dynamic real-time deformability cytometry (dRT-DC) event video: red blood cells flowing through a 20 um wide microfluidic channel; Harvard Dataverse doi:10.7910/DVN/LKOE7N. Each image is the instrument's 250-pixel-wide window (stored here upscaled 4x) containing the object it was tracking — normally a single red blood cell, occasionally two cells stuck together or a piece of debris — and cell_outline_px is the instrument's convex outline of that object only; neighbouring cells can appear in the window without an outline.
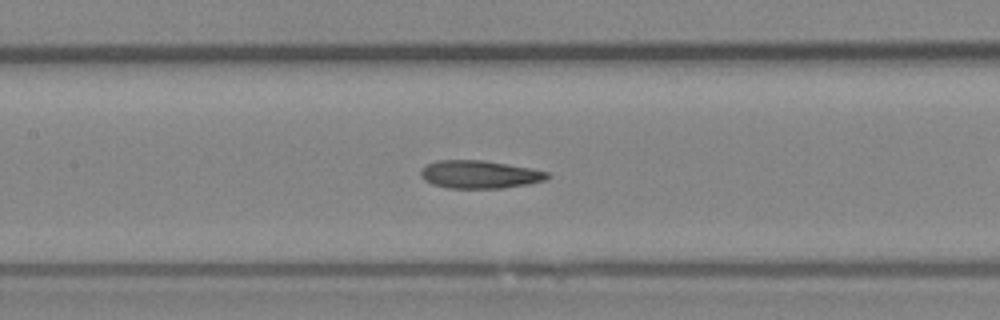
{"species": "Egyptian fruit bat (a non-hibernating species)", "species_latin": "Rousettus aegyptiacus", "temperature_condition": "room temperature", "stored_images_in_passage": 40, "camera_frame_rate_fps": 3000, "um_per_image_px": 0.085, "animal": {"sex": "female"}, "frame": {"image": 1, "passage_image": 23, "time_ms": 7.333, "image_size_px": [1000, 320], "cell_outline_px": [[552, 176], [548, 180], [528, 184], [504, 188], [448, 188], [432, 184], [424, 180], [420, 176], [420, 172], [428, 164], [436, 160], [484, 160], [532, 168], [548, 172]], "centroid_in_image_um": [40.81, 14.83], "position_along_channel_um": 166.6, "area_um2": 20.81}}